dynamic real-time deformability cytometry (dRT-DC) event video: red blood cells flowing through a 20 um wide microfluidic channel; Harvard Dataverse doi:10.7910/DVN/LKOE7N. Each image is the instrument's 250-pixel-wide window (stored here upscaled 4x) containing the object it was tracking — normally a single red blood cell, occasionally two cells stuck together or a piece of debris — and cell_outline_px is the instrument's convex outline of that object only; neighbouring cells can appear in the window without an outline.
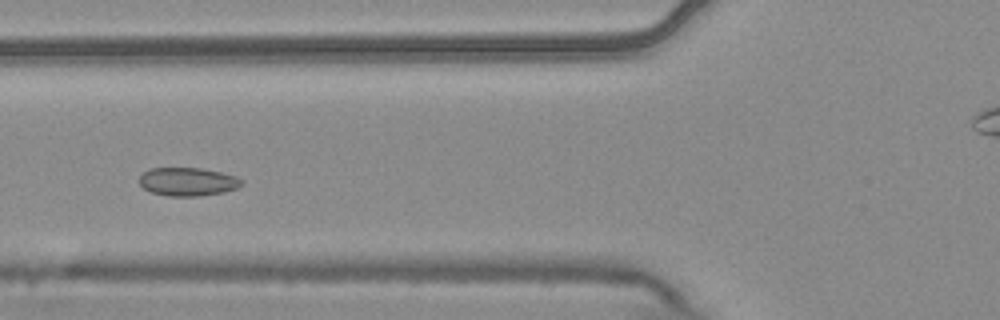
{"species": "common noctule bat (a hibernating species)", "species_latin": "Nyctalus noctula", "temperature_condition": "warm", "stored_images_in_passage": 7, "camera_frame_rate_fps": 3000, "um_per_image_px": 0.085, "animal": {"sex": "male", "body_mass_g": 20.4}, "frame": {"image": 1, "passage_image": 6, "time_ms": 1.667, "image_size_px": [1000, 320], "cell_outline_px": [[244, 184], [236, 188], [224, 192], [200, 196], [168, 196], [152, 192], [144, 188], [140, 184], [140, 176], [148, 168], [200, 168], [220, 172], [236, 176], [244, 180]], "centroid_in_image_um": [15.99, 15.44], "position_along_channel_um": 109.8, "area_um2": 16.94}}
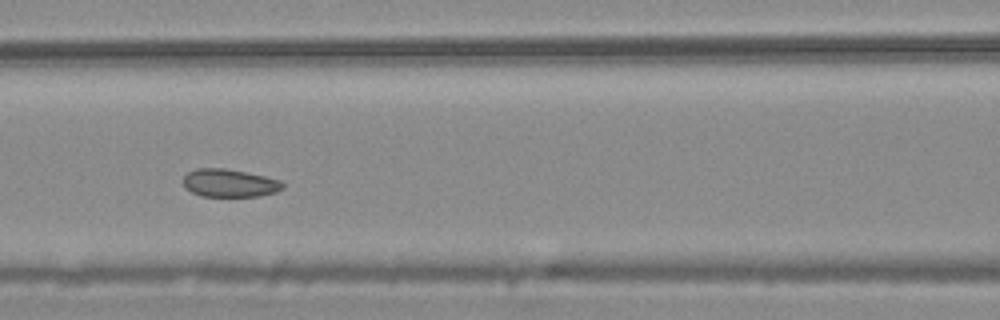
{"frame": {"image": 2, "passage_image": 7, "time_ms": 2.0, "image_size_px": [1000, 320], "cell_outline_px": [[284, 188], [276, 192], [260, 196], [200, 196], [192, 192], [184, 184], [184, 176], [188, 172], [196, 168], [224, 168], [264, 176], [280, 180], [284, 184]], "centroid_in_image_um": [19.53, 15.56], "position_along_channel_um": 147.1, "area_um2": 16.07}}